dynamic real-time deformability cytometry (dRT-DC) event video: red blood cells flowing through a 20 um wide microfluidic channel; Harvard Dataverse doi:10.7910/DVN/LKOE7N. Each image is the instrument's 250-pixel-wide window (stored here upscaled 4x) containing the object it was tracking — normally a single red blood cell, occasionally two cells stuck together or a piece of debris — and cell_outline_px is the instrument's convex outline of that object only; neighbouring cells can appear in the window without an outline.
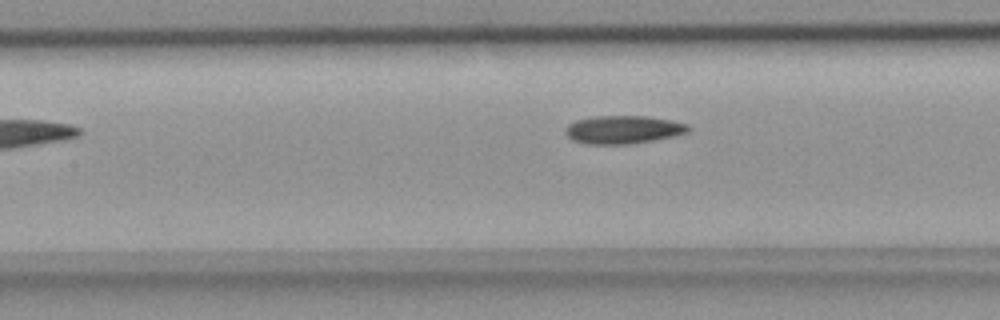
{"species": "common noctule bat (a hibernating species)", "species_latin": "Nyctalus noctula", "temperature_condition": "room temperature", "stored_images_in_passage": 27, "camera_frame_rate_fps": 3000, "um_per_image_px": 0.085, "animal": {"sex": "female", "body_mass_g": 18.4}, "frame": {"image": 1, "passage_image": 9, "time_ms": 2.667, "image_size_px": [1000, 320], "cell_outline_px": [[692, 128], [688, 132], [672, 136], [632, 144], [588, 144], [572, 140], [564, 132], [564, 128], [568, 124], [576, 120], [592, 116], [648, 116], [688, 124]], "centroid_in_image_um": [52.94, 11.01], "position_along_channel_um": 154.5, "area_um2": 20.17}}
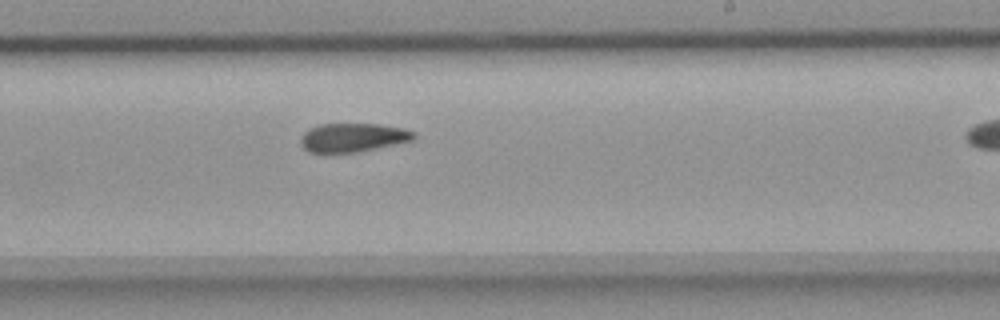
{"frame": {"image": 2, "passage_image": 17, "time_ms": 5.333, "image_size_px": [1000, 320], "cell_outline_px": [[416, 136], [412, 140], [356, 152], [308, 152], [304, 148], [300, 140], [304, 132], [308, 128], [320, 124], [380, 124], [404, 128], [416, 132]], "centroid_in_image_um": [29.99, 11.67], "position_along_channel_um": 259.0, "area_um2": 18.79}}
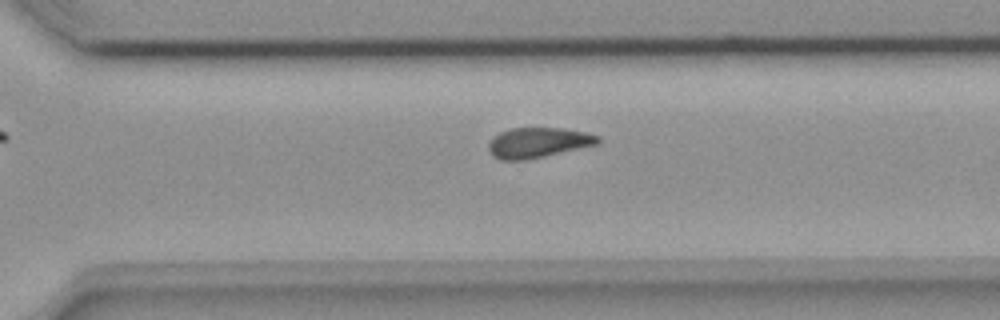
{"frame": {"image": 3, "passage_image": 22, "time_ms": 7.0, "image_size_px": [1000, 320], "cell_outline_px": [[600, 140], [596, 144], [528, 160], [500, 160], [492, 156], [488, 148], [488, 144], [492, 136], [508, 128], [560, 128], [584, 132], [600, 136]], "centroid_in_image_um": [45.67, 12.12], "position_along_channel_um": 324.9, "area_um2": 19.25}}